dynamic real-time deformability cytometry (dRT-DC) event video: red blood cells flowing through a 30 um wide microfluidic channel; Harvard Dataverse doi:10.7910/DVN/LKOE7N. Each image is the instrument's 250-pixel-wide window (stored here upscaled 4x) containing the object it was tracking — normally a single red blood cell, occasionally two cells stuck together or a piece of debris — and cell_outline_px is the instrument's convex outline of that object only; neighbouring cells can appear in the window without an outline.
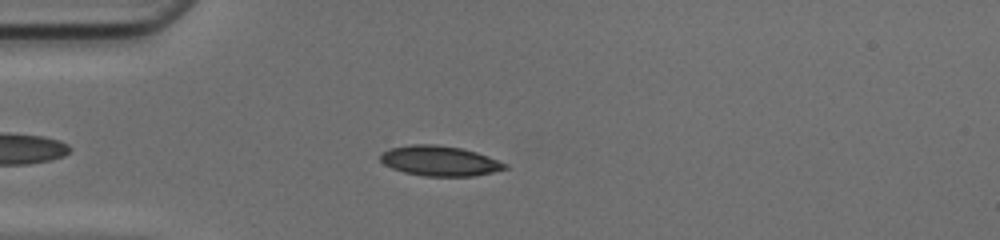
{"species": "common noctule bat (a hibernating species)", "species_latin": "Nyctalus noctula", "temperature_condition": "cold", "stored_images_in_passage": 39, "camera_frame_rate_fps": 3000, "um_per_image_px": 0.085, "animal": {"sex": "female", "body_mass_g": 17.0, "forearm_length_mm": 48.0}, "frame": {"image": 1, "passage_image": 4, "time_ms": 1.0, "image_size_px": [1000, 240], "cell_outline_px": [[508, 168], [492, 172], [472, 176], [424, 176], [404, 172], [392, 168], [384, 164], [380, 160], [380, 152], [392, 148], [412, 144], [436, 144], [460, 148], [476, 152], [488, 156], [508, 164]], "centroid_in_image_um": [37.36, 13.67], "position_along_channel_um": 47.6, "area_um2": 21.79}}
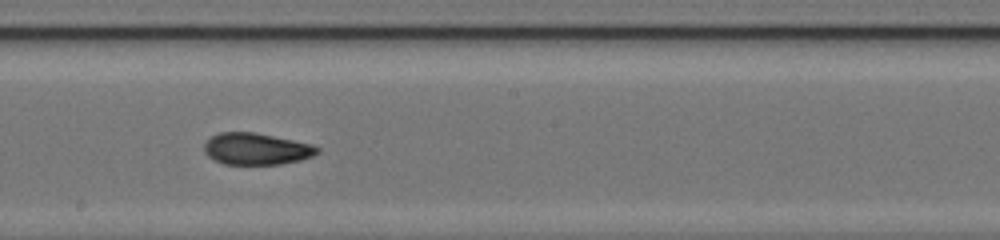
{"frame": {"image": 2, "passage_image": 18, "time_ms": 5.667, "image_size_px": [1000, 240], "cell_outline_px": [[320, 152], [312, 156], [300, 160], [280, 164], [224, 164], [208, 156], [204, 152], [204, 144], [212, 136], [220, 132], [252, 132], [312, 144], [320, 148]], "centroid_in_image_um": [21.79, 12.66], "position_along_channel_um": 226.4, "area_um2": 20.69}}
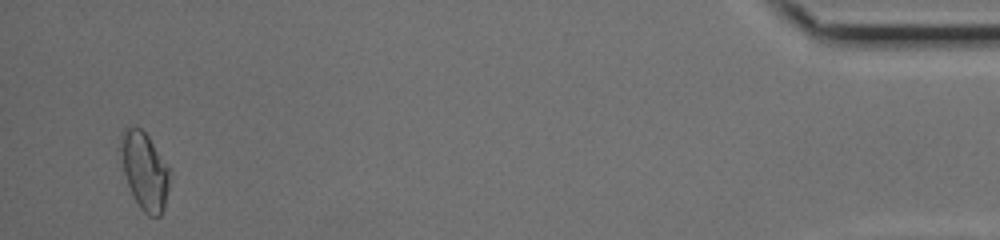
{"frame": {"image": 3, "passage_image": 38, "time_ms": 12.333, "image_size_px": [1000, 240], "cell_outline_px": [[168, 188], [164, 208], [160, 216], [148, 216], [140, 208], [128, 184], [124, 172], [120, 156], [120, 136], [124, 128], [136, 124], [148, 136], [168, 168]], "centroid_in_image_um": [12.25, 14.49], "position_along_channel_um": 422.9, "area_um2": 21.73}, "authors_computed_cell_mechanics": {"area_um2": 21.3282, "velocity_mm_per_s": 4.1933, "shape_relaxation_time_tau1_ms": 6.9297, "shape_relaxation_time_tau2_ms": 1.3936, "deformation_change_tau1": 0.1802, "deformation_change_tau2": 0.0704}}